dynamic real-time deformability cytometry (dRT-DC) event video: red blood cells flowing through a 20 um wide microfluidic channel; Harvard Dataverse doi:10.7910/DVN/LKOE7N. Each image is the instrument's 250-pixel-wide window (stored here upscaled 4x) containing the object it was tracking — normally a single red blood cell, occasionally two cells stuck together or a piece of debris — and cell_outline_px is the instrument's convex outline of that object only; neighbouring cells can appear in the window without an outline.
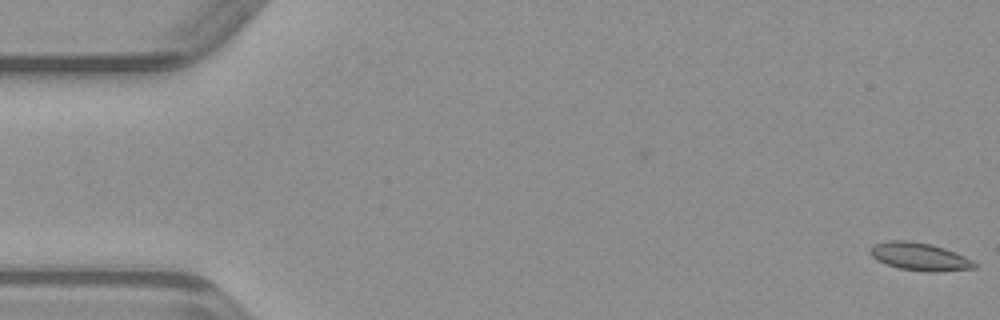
{"species": "common noctule bat (a hibernating species)", "species_latin": "Nyctalus noctula", "temperature_condition": "warm", "stored_images_in_passage": 2, "camera_frame_rate_fps": 3000, "um_per_image_px": 0.085, "animal": {"sex": "male", "body_mass_g": 23.1, "forearm_length_mm": 52.7}, "frame": {"image": 1, "passage_image": 2, "time_ms": 0.333, "image_size_px": [1000, 320], "cell_outline_px": [[976, 268], [940, 272], [928, 272], [900, 268], [876, 260], [868, 252], [876, 244], [888, 240], [908, 240], [932, 244], [944, 248], [964, 256], [972, 260], [976, 264]], "centroid_in_image_um": [78.18, 21.81], "position_along_channel_um": 6.8, "area_um2": 16.82}}